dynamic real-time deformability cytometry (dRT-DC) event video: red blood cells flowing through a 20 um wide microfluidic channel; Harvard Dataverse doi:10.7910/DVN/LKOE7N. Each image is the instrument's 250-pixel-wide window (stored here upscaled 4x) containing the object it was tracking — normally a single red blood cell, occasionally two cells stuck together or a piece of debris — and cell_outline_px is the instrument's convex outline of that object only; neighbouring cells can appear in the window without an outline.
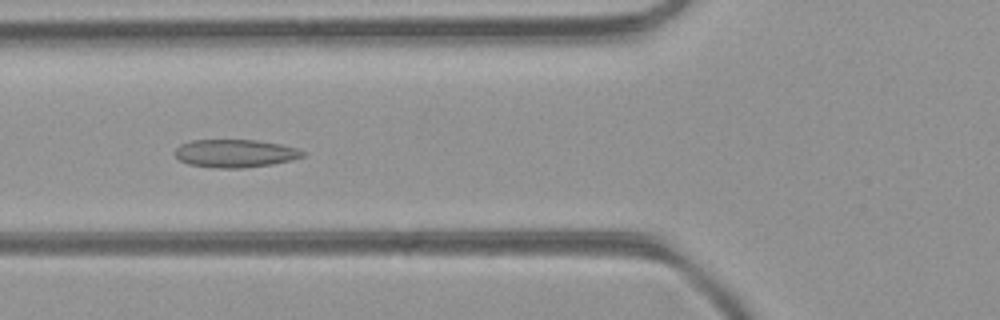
{"species": "common noctule bat (a hibernating species)", "species_latin": "Nyctalus noctula", "temperature_condition": "room temperature", "stored_images_in_passage": 26, "camera_frame_rate_fps": 3000, "um_per_image_px": 0.085, "animal": {"sex": "female", "body_mass_g": 21.9}, "frame": {"image": 1, "passage_image": 12, "time_ms": 3.667, "image_size_px": [1000, 320], "cell_outline_px": [[304, 156], [272, 164], [244, 168], [216, 168], [188, 164], [180, 160], [176, 156], [176, 148], [180, 144], [192, 140], [256, 140], [280, 144], [296, 148], [304, 152]], "centroid_in_image_um": [19.96, 13.04], "position_along_channel_um": 105.8, "area_um2": 20.63}}
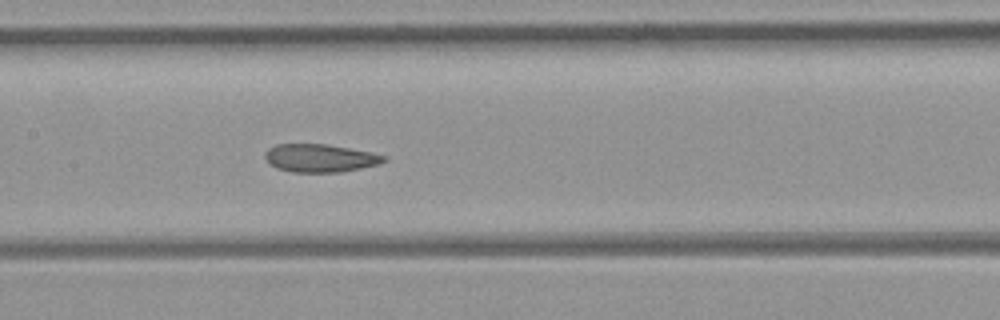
{"frame": {"image": 2, "passage_image": 17, "time_ms": 5.333, "image_size_px": [1000, 320], "cell_outline_px": [[388, 160], [380, 164], [340, 172], [292, 172], [276, 168], [264, 156], [264, 152], [268, 148], [276, 144], [328, 144], [372, 152], [388, 156]], "centroid_in_image_um": [27.25, 13.43], "position_along_channel_um": 180.2, "area_um2": 19.54}}
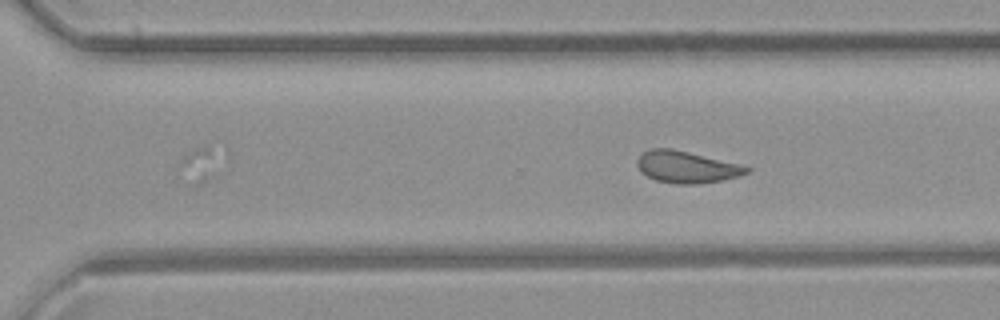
{"frame": {"image": 3, "passage_image": 26, "time_ms": 8.333, "image_size_px": [1000, 320], "cell_outline_px": [[752, 168], [748, 172], [740, 176], [700, 184], [676, 184], [656, 180], [640, 172], [636, 164], [636, 160], [644, 152], [652, 148], [672, 148], [740, 164]], "centroid_in_image_um": [58.35, 14.2], "position_along_channel_um": 312.3, "area_um2": 20.29}}